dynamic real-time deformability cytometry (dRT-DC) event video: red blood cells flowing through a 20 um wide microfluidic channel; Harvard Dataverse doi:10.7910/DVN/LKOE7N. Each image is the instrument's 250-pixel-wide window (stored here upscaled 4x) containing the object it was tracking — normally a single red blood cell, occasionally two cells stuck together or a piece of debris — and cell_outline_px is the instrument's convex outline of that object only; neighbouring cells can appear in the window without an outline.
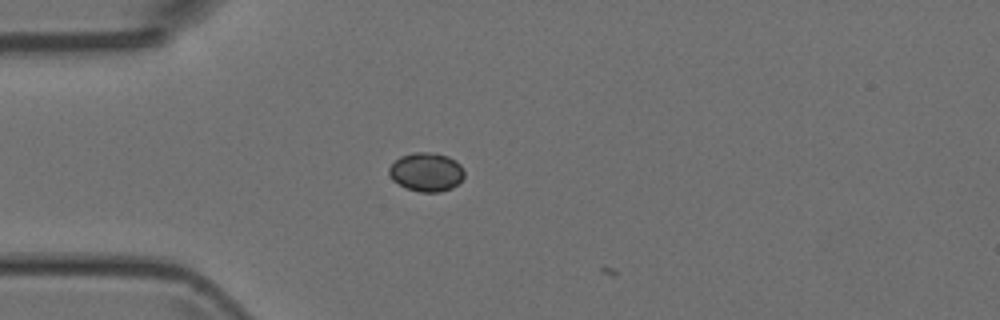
{"species": "Egyptian fruit bat (a non-hibernating species)", "species_latin": "Rousettus aegyptiacus", "temperature_condition": "room temperature", "stored_images_in_passage": 2, "camera_frame_rate_fps": 3000, "um_per_image_px": 0.085, "animal": {"sex": "female"}, "frame": {"image": 1, "passage_image": 1, "time_ms": 0.0, "image_size_px": [1000, 320], "cell_outline_px": [[464, 176], [452, 188], [440, 192], [420, 192], [404, 188], [392, 180], [388, 172], [388, 168], [400, 156], [412, 152], [428, 152], [448, 156], [456, 160], [460, 164], [464, 172]], "centroid_in_image_um": [36.22, 14.62], "position_along_channel_um": 48.8, "area_um2": 17.11}}